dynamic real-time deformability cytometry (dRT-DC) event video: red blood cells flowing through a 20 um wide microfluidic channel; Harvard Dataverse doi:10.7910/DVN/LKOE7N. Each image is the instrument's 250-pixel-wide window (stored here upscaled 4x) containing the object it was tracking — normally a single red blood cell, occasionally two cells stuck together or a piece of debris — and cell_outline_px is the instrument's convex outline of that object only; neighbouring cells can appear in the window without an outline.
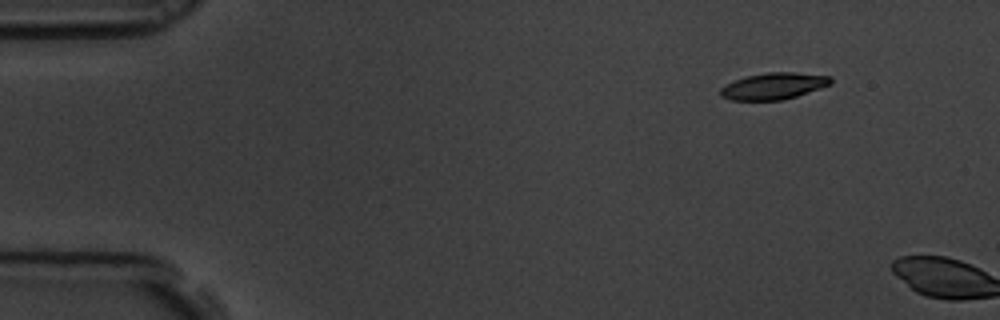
{"species": "common noctule bat (a hibernating species)", "species_latin": "Nyctalus noctula", "temperature_condition": "room temperature", "stored_images_in_passage": 3, "camera_frame_rate_fps": 3000, "um_per_image_px": 0.085, "animal": {"sex": "male", "body_mass_g": 19.5, "forearm_length_mm": 54.6}, "frame": {"image": 1, "passage_image": 1, "time_ms": 0.0, "image_size_px": [1000, 320], "cell_outline_px": [[832, 84], [796, 96], [780, 100], [732, 100], [720, 96], [720, 88], [736, 80], [748, 76], [768, 72], [796, 72], [832, 76]], "centroid_in_image_um": [65.79, 7.31], "position_along_channel_um": 19.2, "area_um2": 16.94}}